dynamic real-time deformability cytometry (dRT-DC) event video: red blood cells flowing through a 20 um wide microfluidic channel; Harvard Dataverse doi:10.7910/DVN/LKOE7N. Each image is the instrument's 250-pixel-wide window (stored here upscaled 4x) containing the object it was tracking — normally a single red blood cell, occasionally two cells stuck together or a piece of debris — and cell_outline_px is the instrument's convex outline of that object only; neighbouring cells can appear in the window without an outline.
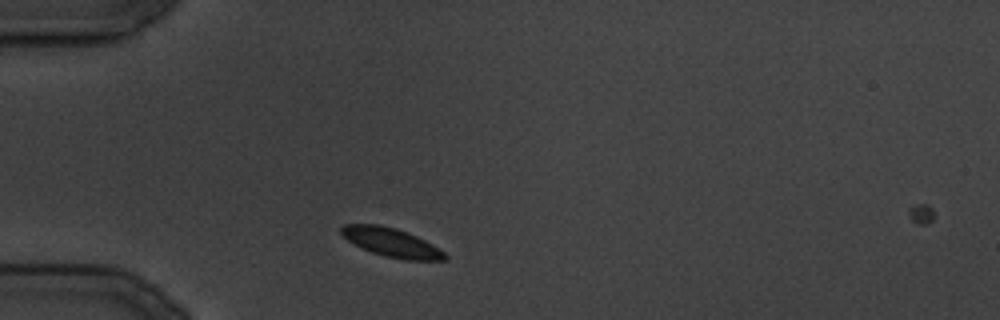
{"species": "common noctule bat (a hibernating species)", "species_latin": "Nyctalus noctula", "temperature_condition": "cold", "stored_images_in_passage": 4, "camera_frame_rate_fps": 3000, "um_per_image_px": 0.085, "animal": {"sex": "male", "body_mass_g": 19.5, "forearm_length_mm": 54.6}, "frame": {"image": 1, "passage_image": 1, "time_ms": 0.0, "image_size_px": [1000, 320], "cell_outline_px": [[448, 260], [404, 260], [384, 256], [372, 252], [348, 240], [340, 232], [340, 228], [344, 224], [380, 224], [396, 228], [408, 232], [432, 244], [444, 252], [448, 256]], "centroid_in_image_um": [33.3, 20.6], "position_along_channel_um": 51.7, "area_um2": 17.28}}